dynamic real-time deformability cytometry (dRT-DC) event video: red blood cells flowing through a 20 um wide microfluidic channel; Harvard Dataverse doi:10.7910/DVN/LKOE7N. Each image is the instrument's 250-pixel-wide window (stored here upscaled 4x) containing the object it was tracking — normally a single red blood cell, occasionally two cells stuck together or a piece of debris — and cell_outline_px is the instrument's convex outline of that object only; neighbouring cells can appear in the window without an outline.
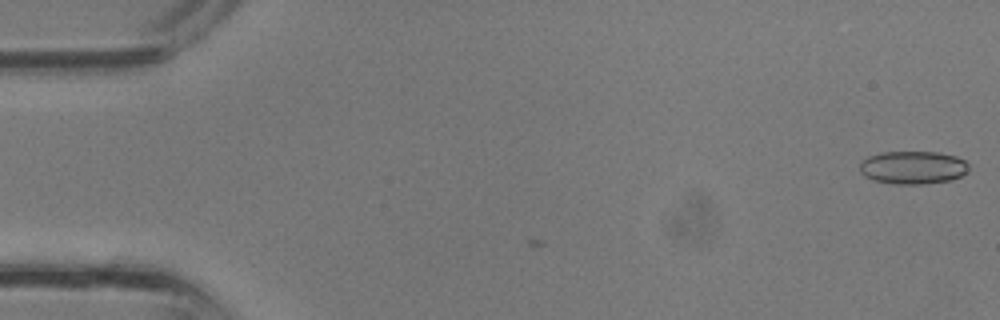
{"species": "common noctule bat (a hibernating species)", "species_latin": "Nyctalus noctula", "temperature_condition": "room temperature", "stored_images_in_passage": 4, "camera_frame_rate_fps": 3000, "um_per_image_px": 0.085, "animal": {"sex": "male", "body_mass_g": 13.3}, "frame": {"image": 1, "passage_image": 1, "time_ms": 0.0, "image_size_px": [1000, 320], "cell_outline_px": [[968, 168], [960, 176], [952, 180], [924, 184], [892, 184], [872, 180], [864, 176], [860, 172], [860, 164], [868, 156], [880, 152], [936, 152], [956, 156], [964, 160], [968, 164]], "centroid_in_image_um": [77.57, 14.24], "position_along_channel_um": 7.4, "area_um2": 21.04}}